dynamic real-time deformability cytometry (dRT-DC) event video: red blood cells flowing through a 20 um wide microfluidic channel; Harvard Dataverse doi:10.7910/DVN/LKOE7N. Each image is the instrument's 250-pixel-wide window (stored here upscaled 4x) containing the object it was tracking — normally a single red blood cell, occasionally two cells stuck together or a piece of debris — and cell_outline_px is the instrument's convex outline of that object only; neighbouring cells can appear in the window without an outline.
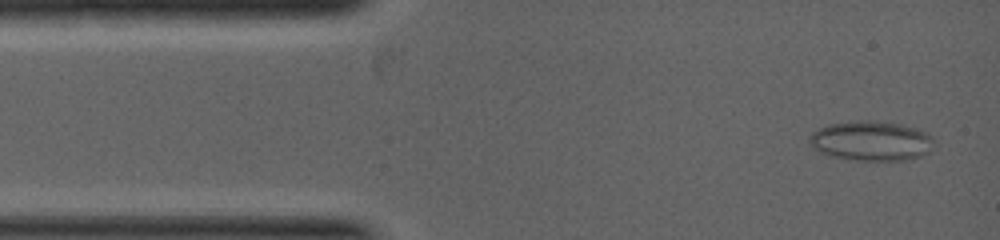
{"species": "common noctule bat (a hibernating species)", "species_latin": "Nyctalus noctula", "temperature_condition": "warm", "stored_images_in_passage": 10, "camera_frame_rate_fps": 5000, "um_per_image_px": 0.085, "animal": {"sex": "female", "body_mass_g": 19.0, "forearm_length_mm": 53.3}, "frame": {"image": 1, "passage_image": 2, "time_ms": 0.2, "image_size_px": [1000, 240], "cell_outline_px": [[932, 140], [928, 152], [924, 156], [904, 160], [848, 160], [832, 156], [820, 152], [812, 148], [808, 140], [808, 136], [812, 132], [828, 124], [868, 120], [896, 124], [916, 128], [932, 136]], "centroid_in_image_um": [74.0, 11.99], "position_along_channel_um": 11.0, "area_um2": 28.61}}
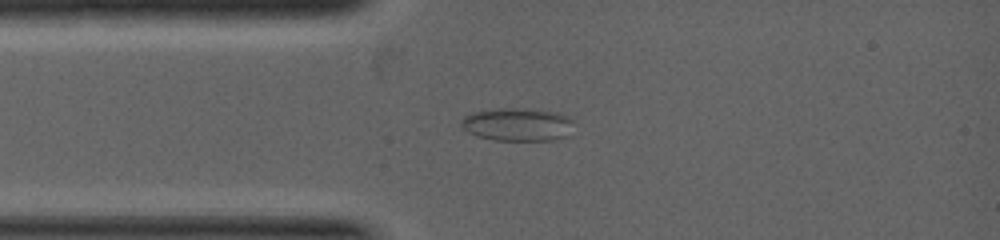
{"frame": {"image": 2, "passage_image": 7, "time_ms": 1.4, "image_size_px": [1000, 240], "cell_outline_px": [[572, 120], [568, 136], [552, 140], [496, 140], [476, 136], [468, 132], [460, 124], [460, 120], [464, 116], [472, 112], [496, 108], [528, 108], [552, 112], [568, 116]], "centroid_in_image_um": [43.94, 10.57], "position_along_channel_um": 41.1, "area_um2": 21.68}}